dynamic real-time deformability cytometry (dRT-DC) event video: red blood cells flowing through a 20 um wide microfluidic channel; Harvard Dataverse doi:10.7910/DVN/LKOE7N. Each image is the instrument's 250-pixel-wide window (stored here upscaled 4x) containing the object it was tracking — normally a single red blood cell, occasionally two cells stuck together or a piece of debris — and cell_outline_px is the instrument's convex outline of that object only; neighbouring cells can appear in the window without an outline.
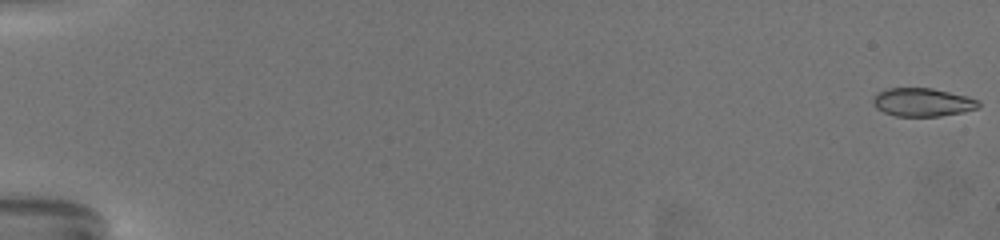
{"species": "common noctule bat (a hibernating species)", "species_latin": "Nyctalus noctula", "temperature_condition": "warm", "stored_images_in_passage": 31, "camera_frame_rate_fps": 3000, "um_per_image_px": 0.085, "animal": {"sex": "female", "body_mass_g": 19.5, "forearm_length_mm": 54.1}, "frame": {"image": 1, "passage_image": 1, "time_ms": 0.0, "image_size_px": [1000, 240], "cell_outline_px": [[980, 108], [964, 112], [940, 116], [896, 116], [884, 112], [876, 108], [872, 104], [872, 100], [876, 92], [888, 88], [932, 88], [968, 96], [980, 100]], "centroid_in_image_um": [78.43, 8.69], "position_along_channel_um": 6.6, "area_um2": 17.69}}
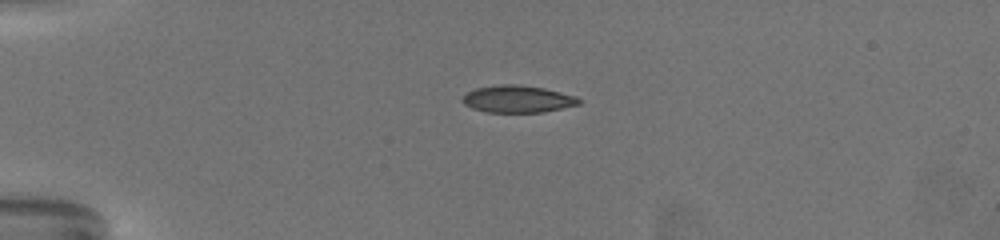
{"frame": {"image": 2, "passage_image": 18, "time_ms": 5.667, "image_size_px": [1000, 240], "cell_outline_px": [[580, 104], [544, 112], [484, 112], [472, 108], [464, 104], [460, 100], [468, 92], [476, 88], [500, 84], [520, 84], [544, 88], [576, 96], [580, 100]], "centroid_in_image_um": [43.98, 8.41], "position_along_channel_um": 41.0, "area_um2": 18.44}}
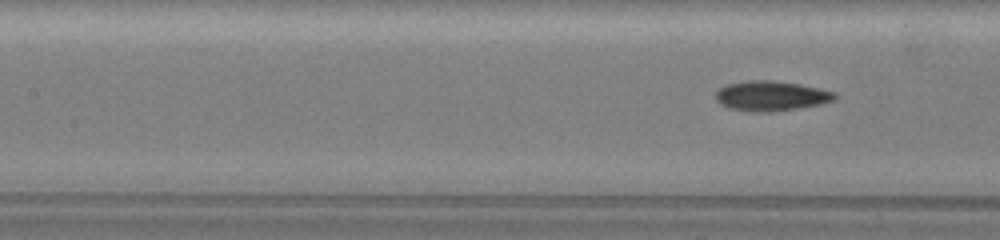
{"frame": {"image": 3, "passage_image": 31, "time_ms": 10.0, "image_size_px": [1000, 240], "cell_outline_px": [[836, 100], [820, 104], [800, 108], [768, 112], [752, 112], [728, 108], [720, 104], [716, 100], [716, 92], [720, 88], [728, 84], [748, 80], [772, 80], [800, 84], [836, 92]], "centroid_in_image_um": [65.55, 8.15], "position_along_channel_um": 141.9, "area_um2": 20.87}}